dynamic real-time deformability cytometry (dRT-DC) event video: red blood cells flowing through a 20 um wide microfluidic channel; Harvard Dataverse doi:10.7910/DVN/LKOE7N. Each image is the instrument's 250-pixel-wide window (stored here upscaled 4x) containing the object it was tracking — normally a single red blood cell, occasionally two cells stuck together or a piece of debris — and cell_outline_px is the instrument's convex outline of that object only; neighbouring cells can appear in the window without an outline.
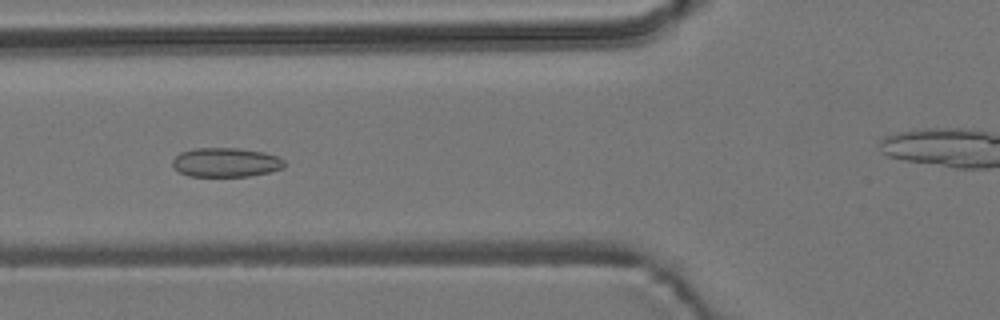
{"species": "common noctule bat (a hibernating species)", "species_latin": "Nyctalus noctula", "temperature_condition": "room temperature", "stored_images_in_passage": 39, "camera_frame_rate_fps": 3000, "um_per_image_px": 0.085, "animal": {"sex": "male", "body_mass_g": 19.2, "forearm_length_mm": 51.8}, "frame": {"image": 1, "passage_image": 16, "time_ms": 5.0, "image_size_px": [1000, 320], "cell_outline_px": [[284, 164], [280, 168], [268, 172], [248, 176], [188, 176], [180, 172], [172, 164], [172, 160], [180, 152], [192, 148], [240, 148], [264, 152], [276, 156], [284, 160]], "centroid_in_image_um": [19.15, 13.79], "position_along_channel_um": 106.6, "area_um2": 18.9}}
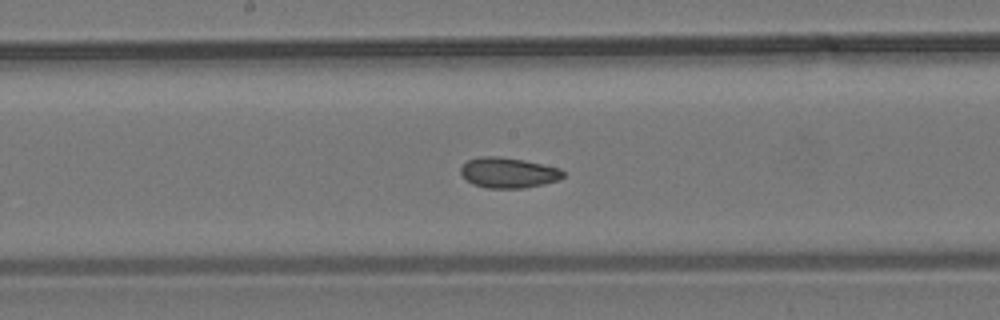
{"frame": {"image": 2, "passage_image": 24, "time_ms": 7.667, "image_size_px": [1000, 320], "cell_outline_px": [[564, 176], [560, 180], [544, 184], [524, 188], [488, 188], [472, 184], [460, 172], [460, 168], [468, 160], [480, 156], [496, 156], [524, 160], [560, 168], [564, 172]], "centroid_in_image_um": [43.23, 14.68], "position_along_channel_um": 205.0, "area_um2": 18.15}}
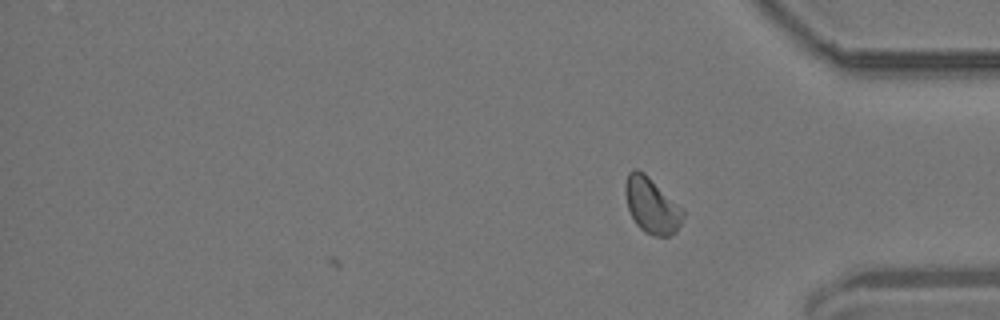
{"frame": {"image": 3, "passage_image": 39, "time_ms": 12.667, "image_size_px": [1000, 320], "cell_outline_px": [[684, 216], [676, 232], [668, 236], [652, 236], [644, 232], [636, 224], [628, 208], [624, 192], [624, 184], [628, 172], [632, 168], [636, 168], [644, 172], [684, 208]], "centroid_in_image_um": [55.39, 17.44], "position_along_channel_um": 379.8, "area_um2": 19.07}, "authors_computed_cell_mechanics": {"area_um2": 18.5538, "velocity_mm_per_s": 3.6722, "shape_relaxation_time_tau1_ms": null, "shape_relaxation_time_tau2_ms": 1.6504, "deformation_change_tau1": null, "deformation_change_tau2": 0.0518}}